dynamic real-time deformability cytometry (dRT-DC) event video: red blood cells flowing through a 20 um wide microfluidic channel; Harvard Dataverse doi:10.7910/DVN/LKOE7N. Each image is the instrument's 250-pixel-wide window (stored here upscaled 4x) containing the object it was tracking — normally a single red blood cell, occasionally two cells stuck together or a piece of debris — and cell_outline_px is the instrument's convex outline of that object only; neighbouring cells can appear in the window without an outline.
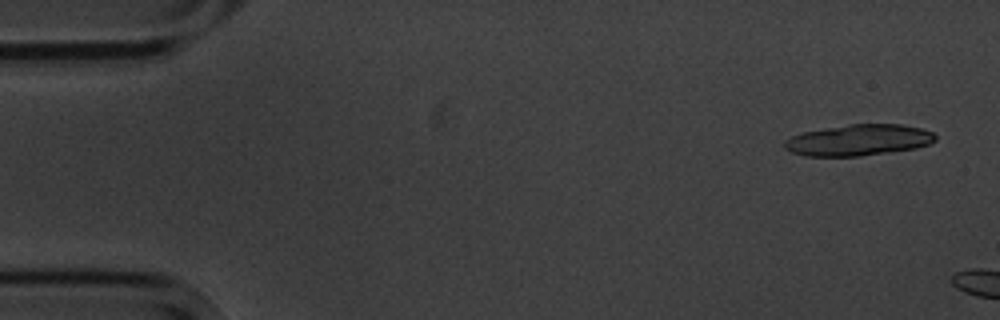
{"species": "common noctule bat (a hibernating species)", "species_latin": "Nyctalus noctula", "temperature_condition": "cold", "stored_images_in_passage": 2, "camera_frame_rate_fps": 3000, "um_per_image_px": 0.085, "animal": {"sex": "male", "body_mass_g": 20.1, "forearm_length_mm": 53.5}, "frame": {"image": 1, "passage_image": 1, "time_ms": 0.0, "image_size_px": [1000, 320], "cell_outline_px": [[936, 140], [928, 144], [916, 148], [860, 156], [804, 156], [792, 152], [784, 148], [784, 140], [792, 136], [804, 132], [848, 124], [900, 124], [920, 128], [932, 132], [936, 136]], "centroid_in_image_um": [72.97, 11.91], "position_along_channel_um": 12.0, "area_um2": 27.28}}